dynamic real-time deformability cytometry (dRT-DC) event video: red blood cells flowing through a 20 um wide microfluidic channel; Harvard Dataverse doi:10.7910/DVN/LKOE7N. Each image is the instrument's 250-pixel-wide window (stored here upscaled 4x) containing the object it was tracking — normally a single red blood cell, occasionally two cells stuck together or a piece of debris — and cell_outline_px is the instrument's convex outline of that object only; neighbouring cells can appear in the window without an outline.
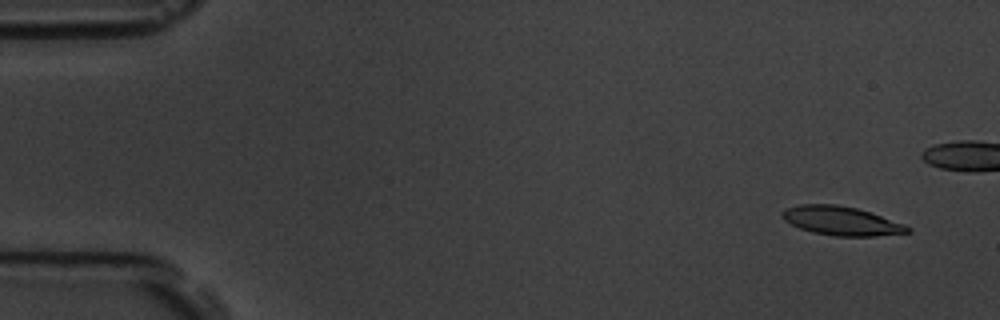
{"species": "common noctule bat (a hibernating species)", "species_latin": "Nyctalus noctula", "temperature_condition": "room temperature", "stored_images_in_passage": 7, "segment_of_instrument_passage": [1, 2], "camera_frame_rate_fps": 3000, "um_per_image_px": 0.085, "animal": {"sex": "male", "body_mass_g": 19.5, "forearm_length_mm": 54.6}, "frame": {"image": 1, "passage_image": 1, "time_ms": 0.0, "image_size_px": [1000, 320], "cell_outline_px": [[912, 232], [876, 236], [836, 236], [812, 232], [800, 228], [784, 220], [780, 216], [784, 208], [800, 204], [836, 204], [856, 208], [904, 224], [912, 228]], "centroid_in_image_um": [71.49, 18.77], "position_along_channel_um": 13.5, "area_um2": 21.04}}
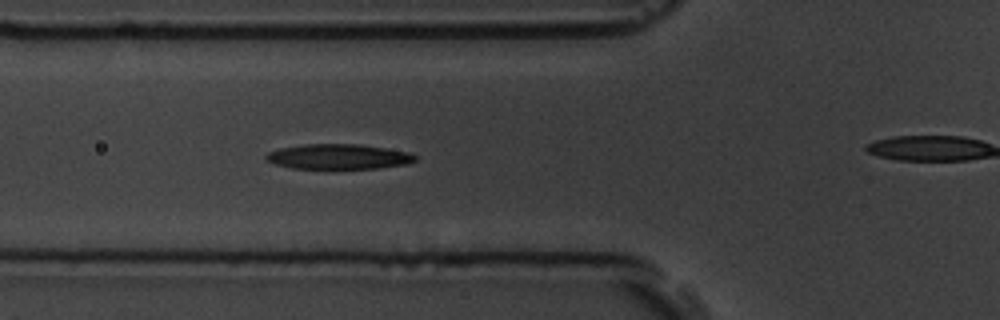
{"frame": {"image": 2, "passage_image": 6, "time_ms": 5.667, "image_size_px": [1000, 320], "cell_outline_px": [[416, 160], [408, 164], [380, 168], [292, 168], [276, 164], [264, 160], [264, 156], [268, 152], [280, 148], [304, 144], [360, 144], [412, 152], [416, 156]], "centroid_in_image_um": [28.79, 13.31], "position_along_channel_um": 97.0, "area_um2": 21.91}}